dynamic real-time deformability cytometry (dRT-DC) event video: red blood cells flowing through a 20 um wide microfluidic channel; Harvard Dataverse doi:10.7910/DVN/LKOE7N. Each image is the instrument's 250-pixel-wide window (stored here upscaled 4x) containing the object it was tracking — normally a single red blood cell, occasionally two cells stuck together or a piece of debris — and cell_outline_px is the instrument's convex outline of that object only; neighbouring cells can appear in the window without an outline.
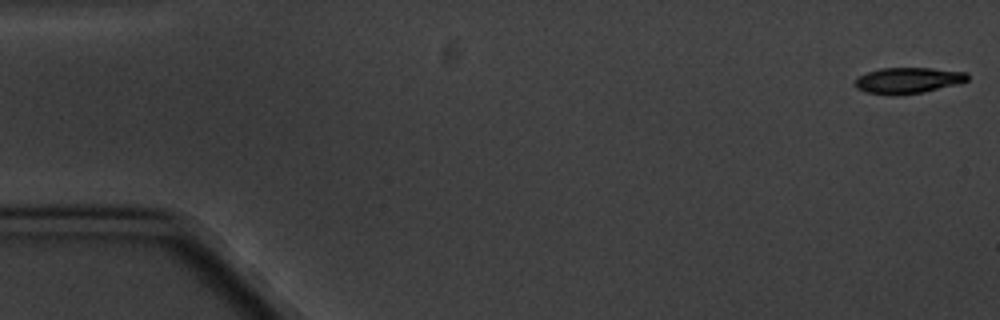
{"species": "common noctule bat (a hibernating species)", "species_latin": "Nyctalus noctula", "temperature_condition": "cold", "stored_images_in_passage": 3, "camera_frame_rate_fps": 3000, "um_per_image_px": 0.085, "animal": {"sex": "male", "body_mass_g": 20.1, "forearm_length_mm": 53.5}, "frame": {"image": 1, "passage_image": 1, "time_ms": 0.0, "image_size_px": [1000, 320], "cell_outline_px": [[968, 80], [956, 84], [924, 92], [892, 96], [864, 92], [856, 88], [852, 84], [856, 76], [880, 68], [932, 68], [968, 72]], "centroid_in_image_um": [77.11, 6.84], "position_along_channel_um": 7.9, "area_um2": 17.34}}